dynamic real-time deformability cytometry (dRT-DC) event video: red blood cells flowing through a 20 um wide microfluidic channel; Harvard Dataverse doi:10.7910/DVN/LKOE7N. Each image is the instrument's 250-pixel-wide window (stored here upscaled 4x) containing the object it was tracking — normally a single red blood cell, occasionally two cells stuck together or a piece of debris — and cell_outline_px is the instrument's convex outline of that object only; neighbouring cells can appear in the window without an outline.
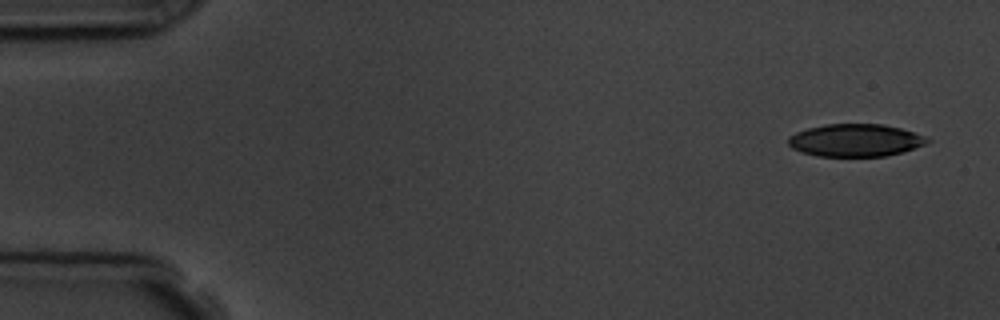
{"species": "common noctule bat (a hibernating species)", "species_latin": "Nyctalus noctula", "temperature_condition": "room temperature", "stored_images_in_passage": 6, "camera_frame_rate_fps": 3000, "um_per_image_px": 0.085, "animal": {"sex": "male", "body_mass_g": 19.5, "forearm_length_mm": 54.6}, "frame": {"image": 1, "passage_image": 1, "time_ms": 0.0, "image_size_px": [1000, 320], "cell_outline_px": [[932, 140], [924, 144], [900, 152], [884, 156], [816, 156], [800, 152], [792, 148], [788, 144], [788, 136], [796, 132], [808, 128], [824, 124], [884, 124], [900, 128], [924, 136]], "centroid_in_image_um": [72.65, 11.92], "position_along_channel_um": 12.4, "area_um2": 26.24}}